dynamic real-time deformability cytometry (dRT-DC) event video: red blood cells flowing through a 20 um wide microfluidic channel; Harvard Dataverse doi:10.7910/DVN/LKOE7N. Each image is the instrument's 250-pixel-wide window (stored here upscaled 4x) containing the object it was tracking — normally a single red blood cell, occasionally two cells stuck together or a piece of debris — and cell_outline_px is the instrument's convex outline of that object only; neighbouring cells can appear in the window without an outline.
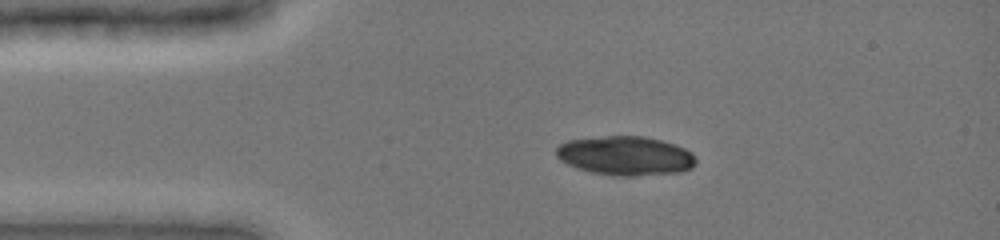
{"species": "common noctule bat (a hibernating species)", "species_latin": "Nyctalus noctula", "temperature_condition": "cold", "stored_images_in_passage": 39, "camera_frame_rate_fps": 3000, "um_per_image_px": 0.085, "animal": {"sex": "female", "body_mass_g": 19.0, "forearm_length_mm": 51.5}, "frame": {"image": 1, "passage_image": 1, "time_ms": 0.0, "image_size_px": [1000, 240], "cell_outline_px": [[696, 164], [692, 168], [680, 172], [636, 176], [612, 176], [592, 172], [576, 168], [560, 160], [556, 156], [556, 148], [560, 144], [568, 140], [604, 136], [644, 136], [660, 140], [684, 148], [692, 152], [696, 160]], "centroid_in_image_um": [53.16, 13.25], "position_along_channel_um": 31.8, "area_um2": 31.96}}